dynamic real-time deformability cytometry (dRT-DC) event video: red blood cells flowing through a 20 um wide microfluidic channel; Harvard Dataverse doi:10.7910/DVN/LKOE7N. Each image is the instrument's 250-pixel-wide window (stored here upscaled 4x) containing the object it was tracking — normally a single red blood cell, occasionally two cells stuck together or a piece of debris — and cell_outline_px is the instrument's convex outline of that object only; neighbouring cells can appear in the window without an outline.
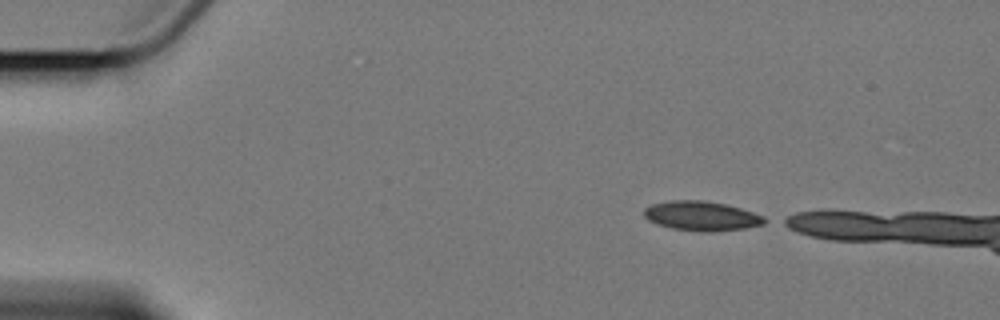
{"species": "Egyptian fruit bat (a non-hibernating species)", "species_latin": "Rousettus aegyptiacus", "temperature_condition": "cold", "stored_images_in_passage": 3, "camera_frame_rate_fps": 3000, "um_per_image_px": 0.085, "animal": {"sex": "female"}, "frame": {"image": 1, "passage_image": 1, "time_ms": 0.0, "image_size_px": [1000, 320], "cell_outline_px": [[772, 220], [764, 224], [744, 228], [716, 232], [700, 232], [672, 228], [656, 224], [648, 220], [644, 216], [644, 208], [652, 204], [672, 200], [704, 200], [724, 204], [740, 208], [764, 216]], "centroid_in_image_um": [59.66, 18.37], "position_along_channel_um": 25.3, "area_um2": 20.92}}